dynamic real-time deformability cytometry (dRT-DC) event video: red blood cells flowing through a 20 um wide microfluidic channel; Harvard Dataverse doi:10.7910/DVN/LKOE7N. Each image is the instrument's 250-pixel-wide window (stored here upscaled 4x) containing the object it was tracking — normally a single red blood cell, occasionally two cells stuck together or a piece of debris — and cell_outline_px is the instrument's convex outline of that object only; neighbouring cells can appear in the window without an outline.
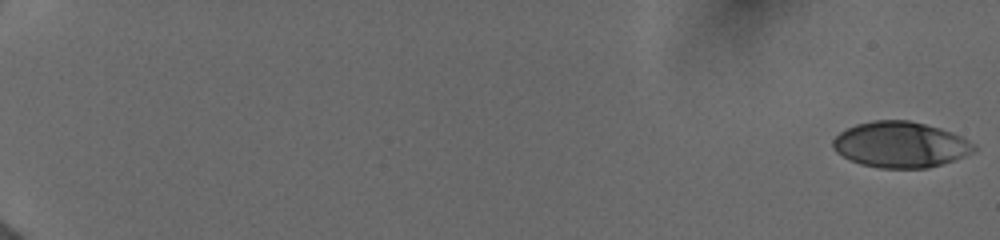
{"species": "human", "species_latin": "Homo sapiens", "temperature_condition": "cold", "stored_images_in_passage": 38, "camera_frame_rate_fps": 3000, "um_per_image_px": 0.085, "donor": {"sex": "female"}, "frame": {"image": 1, "passage_image": 1, "time_ms": 0.0, "image_size_px": [1000, 240], "cell_outline_px": [[976, 148], [972, 152], [964, 156], [928, 168], [880, 168], [860, 164], [836, 152], [832, 148], [832, 140], [840, 132], [856, 124], [872, 120], [908, 120], [940, 128], [952, 132], [976, 144]], "centroid_in_image_um": [76.52, 12.29], "position_along_channel_um": 8.5, "area_um2": 37.51}}
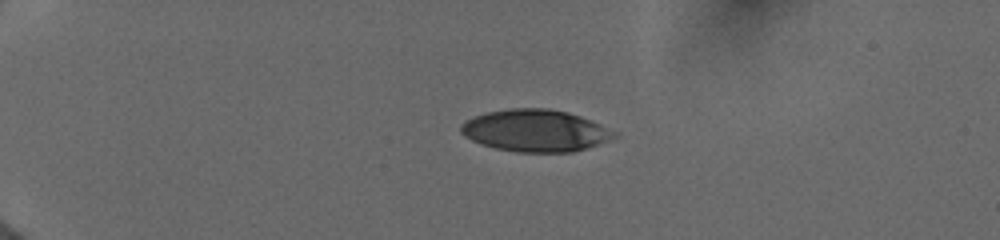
{"frame": {"image": 2, "passage_image": 22, "time_ms": 4.667, "image_size_px": [1000, 240], "cell_outline_px": [[616, 136], [596, 144], [572, 152], [516, 152], [496, 148], [480, 144], [464, 136], [460, 132], [460, 124], [464, 120], [488, 112], [508, 108], [548, 108], [568, 112], [580, 116], [612, 132]], "centroid_in_image_um": [45.38, 11.1], "position_along_channel_um": 39.6, "area_um2": 36.93}}
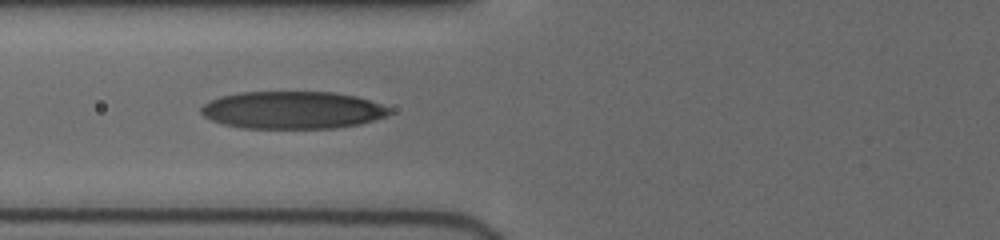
{"frame": {"image": 3, "passage_image": 37, "time_ms": 8.0, "image_size_px": [1000, 240], "cell_outline_px": [[392, 112], [388, 116], [360, 124], [332, 128], [240, 128], [224, 124], [212, 120], [204, 116], [200, 112], [200, 108], [208, 100], [220, 96], [236, 92], [332, 92], [356, 96], [392, 108]], "centroid_in_image_um": [24.85, 9.35], "position_along_channel_um": 101.0, "area_um2": 41.38}}